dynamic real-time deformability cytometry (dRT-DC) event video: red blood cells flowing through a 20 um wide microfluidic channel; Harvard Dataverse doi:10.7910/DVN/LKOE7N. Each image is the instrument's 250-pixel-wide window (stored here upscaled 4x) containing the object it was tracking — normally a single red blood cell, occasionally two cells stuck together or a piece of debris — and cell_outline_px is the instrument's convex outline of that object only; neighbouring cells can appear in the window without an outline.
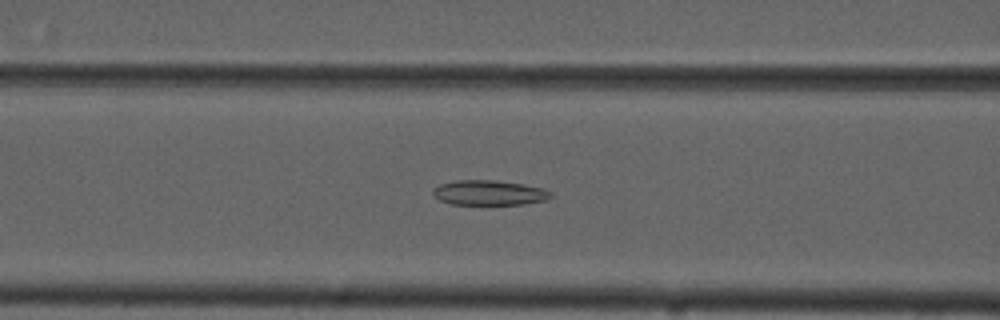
{"species": "common noctule bat (a hibernating species)", "species_latin": "Nyctalus noctula", "temperature_condition": "cold", "stored_images_in_passage": 45, "camera_frame_rate_fps": 3000, "um_per_image_px": 0.085, "animal": {"sex": "male", "forearm_length_mm": 52.5}, "frame": {"image": 1, "passage_image": 18, "time_ms": 5.667, "image_size_px": [1000, 320], "cell_outline_px": [[552, 196], [544, 200], [524, 204], [452, 204], [440, 200], [432, 196], [432, 192], [440, 184], [456, 180], [496, 180], [524, 184], [544, 188], [552, 192]], "centroid_in_image_um": [41.59, 16.37], "position_along_channel_um": 125.0, "area_um2": 17.11}}
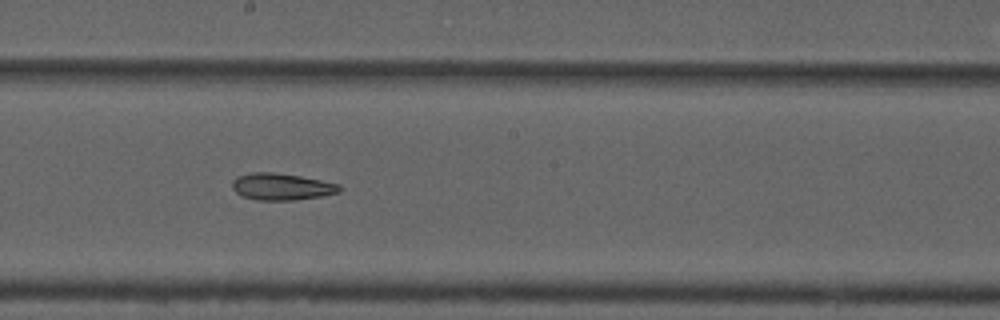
{"frame": {"image": 2, "passage_image": 26, "time_ms": 8.333, "image_size_px": [1000, 320], "cell_outline_px": [[344, 188], [340, 192], [320, 196], [292, 200], [256, 200], [240, 196], [232, 188], [232, 180], [236, 176], [252, 172], [272, 172], [300, 176], [340, 184]], "centroid_in_image_um": [23.91, 15.86], "position_along_channel_um": 224.3, "area_um2": 16.88}}
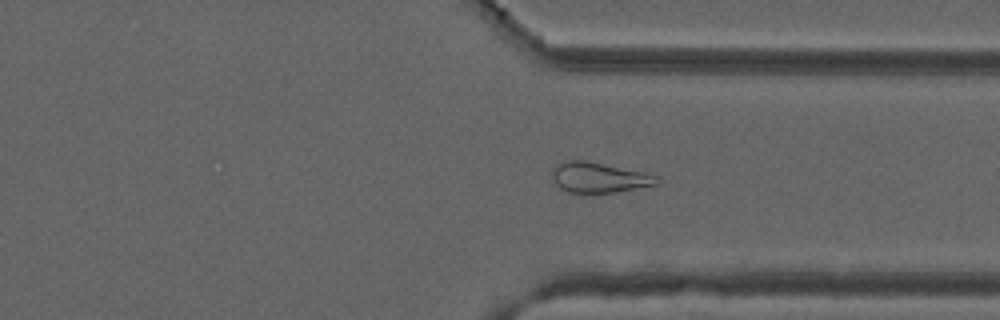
{"frame": {"image": 3, "passage_image": 37, "time_ms": 12.0, "image_size_px": [1000, 320], "cell_outline_px": [[660, 184], [616, 192], [568, 192], [560, 188], [556, 184], [552, 176], [552, 168], [556, 164], [568, 160], [588, 160], [660, 176]], "centroid_in_image_um": [50.93, 15.07], "position_along_channel_um": 360.5, "area_um2": 18.55}}